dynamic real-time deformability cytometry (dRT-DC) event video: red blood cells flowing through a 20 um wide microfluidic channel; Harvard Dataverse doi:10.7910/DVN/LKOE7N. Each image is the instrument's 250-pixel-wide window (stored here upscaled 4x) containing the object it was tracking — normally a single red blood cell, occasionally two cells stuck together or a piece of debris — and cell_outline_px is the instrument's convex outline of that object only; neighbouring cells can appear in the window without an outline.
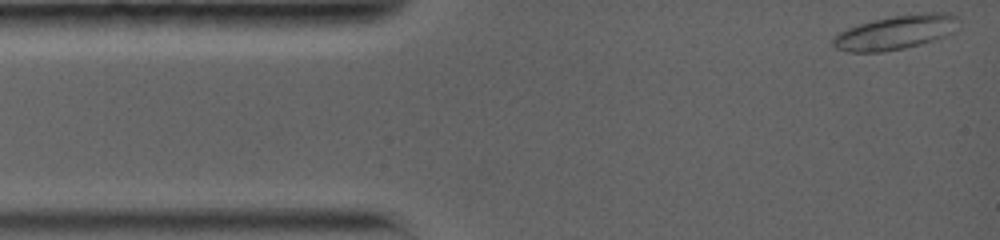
{"species": "common noctule bat (a hibernating species)", "species_latin": "Nyctalus noctula", "temperature_condition": "warm", "stored_images_in_passage": 36, "camera_frame_rate_fps": 5000, "um_per_image_px": 0.085, "animal": {"sex": "female", "body_mass_g": 19.0, "forearm_length_mm": 56.7}, "frame": {"image": 1, "passage_image": 1, "time_ms": 0.0, "image_size_px": [1000, 240], "cell_outline_px": [[960, 28], [944, 36], [920, 44], [904, 48], [884, 52], [848, 52], [836, 48], [832, 44], [832, 36], [848, 28], [872, 20], [892, 16], [928, 12], [948, 12], [956, 16]], "centroid_in_image_um": [76.14, 2.75], "position_along_channel_um": 8.9, "area_um2": 25.09}}
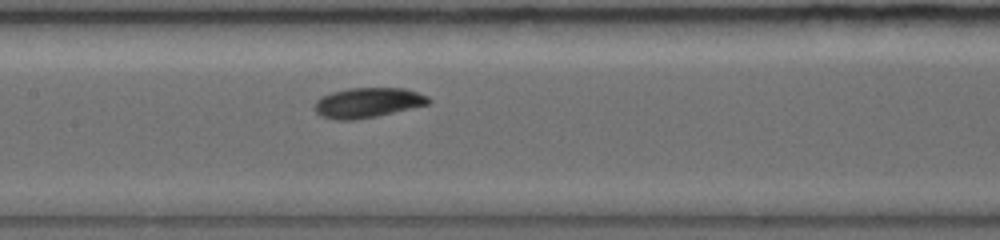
{"frame": {"image": 2, "passage_image": 17, "time_ms": 6.2, "image_size_px": [1000, 240], "cell_outline_px": [[432, 100], [428, 104], [376, 116], [356, 120], [336, 120], [320, 116], [316, 112], [312, 104], [316, 100], [332, 92], [348, 88], [404, 88], [428, 96]], "centroid_in_image_um": [31.22, 8.73], "position_along_channel_um": 176.2, "area_um2": 19.88}}
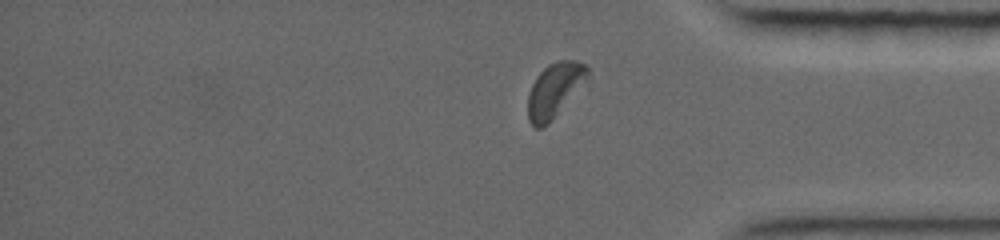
{"frame": {"image": 3, "passage_image": 32, "time_ms": 12.0, "image_size_px": [1000, 240], "cell_outline_px": [[588, 76], [548, 124], [540, 128], [536, 128], [528, 120], [528, 96], [532, 84], [536, 76], [548, 64], [556, 60], [576, 60], [584, 64], [588, 68]], "centroid_in_image_um": [47.09, 7.63], "position_along_channel_um": 388.1, "area_um2": 18.32}, "authors_computed_cell_mechanics": {"area_um2": 19.7676, "velocity_mm_per_s": 3.7944, "shape_relaxation_time_tau1_ms": 5.0926, "shape_relaxation_time_tau2_ms": 11.169, "deformation_change_tau1": 0.1637, "deformation_change_tau2": 0.1261}}